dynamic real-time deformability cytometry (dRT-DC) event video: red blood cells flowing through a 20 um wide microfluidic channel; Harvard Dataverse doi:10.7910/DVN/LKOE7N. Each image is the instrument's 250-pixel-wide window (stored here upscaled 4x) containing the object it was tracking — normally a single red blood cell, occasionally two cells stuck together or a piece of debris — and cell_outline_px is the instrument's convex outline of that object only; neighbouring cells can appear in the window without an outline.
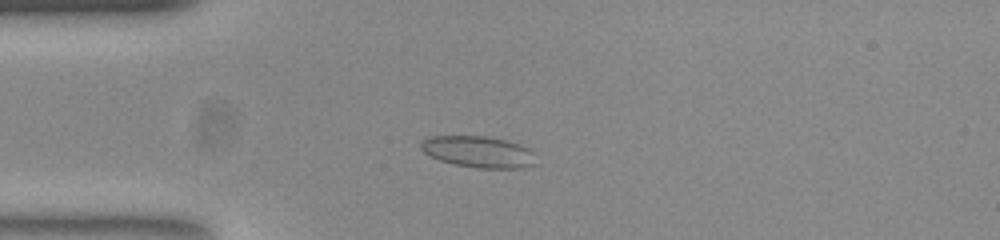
{"species": "common noctule bat (a hibernating species)", "species_latin": "Nyctalus noctula", "temperature_condition": "room temperature", "stored_images_in_passage": 41, "camera_frame_rate_fps": 3000, "um_per_image_px": 0.085, "animal": {"sex": "female", "body_mass_g": 23.0, "forearm_length_mm": 53.4}, "frame": {"image": 1, "passage_image": 1, "time_ms": 0.0, "image_size_px": [1000, 240], "cell_outline_px": [[536, 164], [524, 168], [476, 168], [456, 164], [440, 160], [424, 152], [420, 148], [420, 144], [424, 140], [432, 136], [484, 136], [504, 140], [520, 144], [528, 148], [532, 152]], "centroid_in_image_um": [40.68, 12.91], "position_along_channel_um": 44.3, "area_um2": 20.87}}
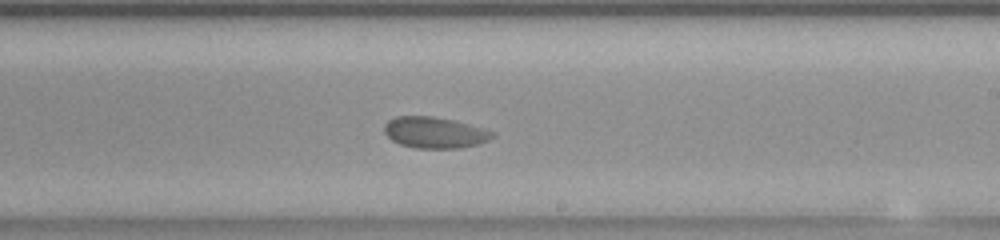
{"frame": {"image": 2, "passage_image": 19, "time_ms": 6.0, "image_size_px": [1000, 240], "cell_outline_px": [[496, 136], [488, 140], [476, 144], [460, 148], [416, 148], [400, 144], [392, 140], [384, 132], [384, 124], [388, 120], [396, 116], [432, 116], [452, 120], [484, 128], [496, 132]], "centroid_in_image_um": [36.95, 11.26], "position_along_channel_um": 252.0, "area_um2": 19.65}}
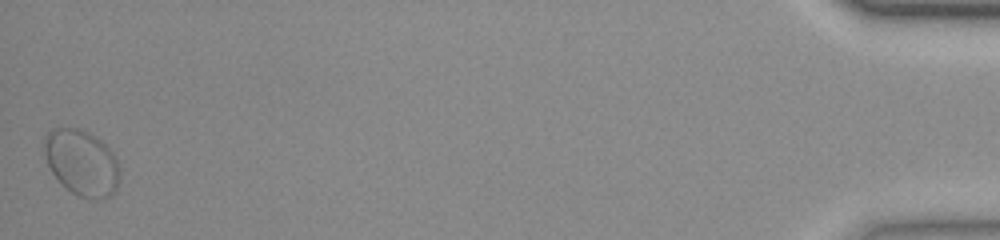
{"frame": {"image": 3, "passage_image": 41, "time_ms": 13.333, "image_size_px": [1000, 240], "cell_outline_px": [[120, 180], [112, 196], [92, 200], [76, 196], [52, 172], [48, 164], [44, 152], [44, 144], [48, 132], [56, 128], [80, 128], [96, 136], [112, 152], [116, 160], [120, 172]], "centroid_in_image_um": [6.98, 13.84], "position_along_channel_um": 428.2, "area_um2": 28.78}}